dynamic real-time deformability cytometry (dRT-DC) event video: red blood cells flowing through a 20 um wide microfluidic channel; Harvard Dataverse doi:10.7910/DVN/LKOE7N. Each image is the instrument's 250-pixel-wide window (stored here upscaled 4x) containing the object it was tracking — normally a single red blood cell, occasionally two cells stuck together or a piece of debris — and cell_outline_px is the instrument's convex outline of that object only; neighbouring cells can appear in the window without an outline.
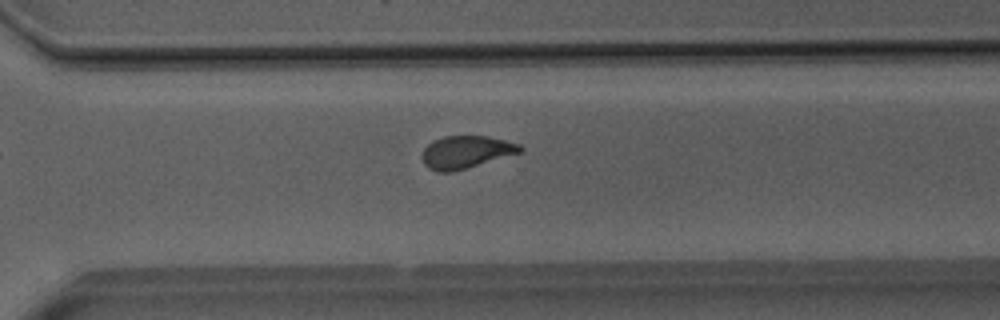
{"species": "Egyptian fruit bat (a non-hibernating species)", "species_latin": "Rousettus aegyptiacus", "temperature_condition": "room temperature", "stored_images_in_passage": 12, "camera_frame_rate_fps": 3000, "um_per_image_px": 0.085, "animal": {"sex": "male"}, "frame": {"image": 1, "passage_image": 12, "time_ms": 14.0, "image_size_px": [1000, 320], "cell_outline_px": [[524, 148], [520, 152], [452, 172], [436, 172], [428, 168], [424, 164], [420, 156], [424, 148], [432, 140], [444, 136], [488, 136], [520, 144]], "centroid_in_image_um": [39.55, 12.92], "position_along_channel_um": 331.1, "area_um2": 18.55}}